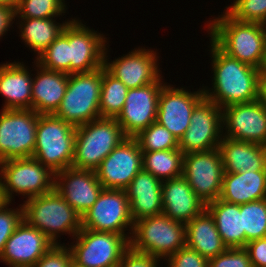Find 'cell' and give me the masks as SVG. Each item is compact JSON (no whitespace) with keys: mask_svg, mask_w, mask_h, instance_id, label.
<instances>
[{"mask_svg":"<svg viewBox=\"0 0 266 267\" xmlns=\"http://www.w3.org/2000/svg\"><path fill=\"white\" fill-rule=\"evenodd\" d=\"M15 20V9L0 4V39L8 31Z\"/></svg>","mask_w":266,"mask_h":267,"instance_id":"ee69618b","label":"cell"},{"mask_svg":"<svg viewBox=\"0 0 266 267\" xmlns=\"http://www.w3.org/2000/svg\"><path fill=\"white\" fill-rule=\"evenodd\" d=\"M17 3H18V0H0L1 5H6L14 9L16 8Z\"/></svg>","mask_w":266,"mask_h":267,"instance_id":"bcb514c9","label":"cell"},{"mask_svg":"<svg viewBox=\"0 0 266 267\" xmlns=\"http://www.w3.org/2000/svg\"><path fill=\"white\" fill-rule=\"evenodd\" d=\"M24 220L43 232L54 244L61 233L74 238L82 228V217L55 190L24 201Z\"/></svg>","mask_w":266,"mask_h":267,"instance_id":"3957f363","label":"cell"},{"mask_svg":"<svg viewBox=\"0 0 266 267\" xmlns=\"http://www.w3.org/2000/svg\"><path fill=\"white\" fill-rule=\"evenodd\" d=\"M204 90L189 92L164 85L158 100L157 119L179 141L189 128L194 108L204 99Z\"/></svg>","mask_w":266,"mask_h":267,"instance_id":"e0dca14e","label":"cell"},{"mask_svg":"<svg viewBox=\"0 0 266 267\" xmlns=\"http://www.w3.org/2000/svg\"><path fill=\"white\" fill-rule=\"evenodd\" d=\"M226 12L242 22L262 23L266 20V0H234Z\"/></svg>","mask_w":266,"mask_h":267,"instance_id":"8d00e7d4","label":"cell"},{"mask_svg":"<svg viewBox=\"0 0 266 267\" xmlns=\"http://www.w3.org/2000/svg\"><path fill=\"white\" fill-rule=\"evenodd\" d=\"M219 150L224 173L266 171V146L223 137Z\"/></svg>","mask_w":266,"mask_h":267,"instance_id":"d4e9b609","label":"cell"},{"mask_svg":"<svg viewBox=\"0 0 266 267\" xmlns=\"http://www.w3.org/2000/svg\"><path fill=\"white\" fill-rule=\"evenodd\" d=\"M257 101L266 110V74L264 72L258 80Z\"/></svg>","mask_w":266,"mask_h":267,"instance_id":"f6af8a7d","label":"cell"},{"mask_svg":"<svg viewBox=\"0 0 266 267\" xmlns=\"http://www.w3.org/2000/svg\"><path fill=\"white\" fill-rule=\"evenodd\" d=\"M161 79L140 88L128 89L124 107L116 118L127 137H135L156 122L160 91L167 84Z\"/></svg>","mask_w":266,"mask_h":267,"instance_id":"2e32d148","label":"cell"},{"mask_svg":"<svg viewBox=\"0 0 266 267\" xmlns=\"http://www.w3.org/2000/svg\"><path fill=\"white\" fill-rule=\"evenodd\" d=\"M53 245L43 232L23 220L5 243L0 260L6 265L34 266Z\"/></svg>","mask_w":266,"mask_h":267,"instance_id":"44dd1931","label":"cell"},{"mask_svg":"<svg viewBox=\"0 0 266 267\" xmlns=\"http://www.w3.org/2000/svg\"><path fill=\"white\" fill-rule=\"evenodd\" d=\"M222 108L204 98L193 110L189 128L179 140L183 154L219 148L223 138Z\"/></svg>","mask_w":266,"mask_h":267,"instance_id":"4fadbf2b","label":"cell"},{"mask_svg":"<svg viewBox=\"0 0 266 267\" xmlns=\"http://www.w3.org/2000/svg\"><path fill=\"white\" fill-rule=\"evenodd\" d=\"M207 26L210 40L221 51L264 72L266 44L261 23L238 21L225 11Z\"/></svg>","mask_w":266,"mask_h":267,"instance_id":"7a4b0ae2","label":"cell"},{"mask_svg":"<svg viewBox=\"0 0 266 267\" xmlns=\"http://www.w3.org/2000/svg\"><path fill=\"white\" fill-rule=\"evenodd\" d=\"M185 236L186 247L197 251L207 260L215 258L227 249L213 217L206 209L185 224Z\"/></svg>","mask_w":266,"mask_h":267,"instance_id":"83f0119b","label":"cell"},{"mask_svg":"<svg viewBox=\"0 0 266 267\" xmlns=\"http://www.w3.org/2000/svg\"><path fill=\"white\" fill-rule=\"evenodd\" d=\"M5 202L2 195V186H1V178H0V206Z\"/></svg>","mask_w":266,"mask_h":267,"instance_id":"7dc6e473","label":"cell"},{"mask_svg":"<svg viewBox=\"0 0 266 267\" xmlns=\"http://www.w3.org/2000/svg\"><path fill=\"white\" fill-rule=\"evenodd\" d=\"M127 136L115 118H98L76 127L72 167L96 170Z\"/></svg>","mask_w":266,"mask_h":267,"instance_id":"277c9868","label":"cell"},{"mask_svg":"<svg viewBox=\"0 0 266 267\" xmlns=\"http://www.w3.org/2000/svg\"><path fill=\"white\" fill-rule=\"evenodd\" d=\"M35 62L45 69L71 74L70 43L68 38L61 33L35 59Z\"/></svg>","mask_w":266,"mask_h":267,"instance_id":"d6a6232c","label":"cell"},{"mask_svg":"<svg viewBox=\"0 0 266 267\" xmlns=\"http://www.w3.org/2000/svg\"><path fill=\"white\" fill-rule=\"evenodd\" d=\"M70 21L59 24L53 18H21L19 22L21 39L29 49L37 52L36 58H38L63 32Z\"/></svg>","mask_w":266,"mask_h":267,"instance_id":"f546056e","label":"cell"},{"mask_svg":"<svg viewBox=\"0 0 266 267\" xmlns=\"http://www.w3.org/2000/svg\"><path fill=\"white\" fill-rule=\"evenodd\" d=\"M38 116L39 114L32 109H2L0 113V162L33 156Z\"/></svg>","mask_w":266,"mask_h":267,"instance_id":"30bf717a","label":"cell"},{"mask_svg":"<svg viewBox=\"0 0 266 267\" xmlns=\"http://www.w3.org/2000/svg\"><path fill=\"white\" fill-rule=\"evenodd\" d=\"M76 127L54 114L39 115L33 158L54 174L72 167Z\"/></svg>","mask_w":266,"mask_h":267,"instance_id":"5b68a950","label":"cell"},{"mask_svg":"<svg viewBox=\"0 0 266 267\" xmlns=\"http://www.w3.org/2000/svg\"><path fill=\"white\" fill-rule=\"evenodd\" d=\"M102 67L89 73L69 74L65 95L55 116L78 127L100 118Z\"/></svg>","mask_w":266,"mask_h":267,"instance_id":"8992f818","label":"cell"},{"mask_svg":"<svg viewBox=\"0 0 266 267\" xmlns=\"http://www.w3.org/2000/svg\"><path fill=\"white\" fill-rule=\"evenodd\" d=\"M62 33L70 43L71 74L89 73L104 66L107 44L103 34L76 19H72Z\"/></svg>","mask_w":266,"mask_h":267,"instance_id":"9a60e30c","label":"cell"},{"mask_svg":"<svg viewBox=\"0 0 266 267\" xmlns=\"http://www.w3.org/2000/svg\"><path fill=\"white\" fill-rule=\"evenodd\" d=\"M65 12L64 0H18L15 18H55Z\"/></svg>","mask_w":266,"mask_h":267,"instance_id":"d590c367","label":"cell"},{"mask_svg":"<svg viewBox=\"0 0 266 267\" xmlns=\"http://www.w3.org/2000/svg\"><path fill=\"white\" fill-rule=\"evenodd\" d=\"M162 208V213L167 217L186 224L200 215L206 209V204L182 175L162 181Z\"/></svg>","mask_w":266,"mask_h":267,"instance_id":"7402d4cb","label":"cell"},{"mask_svg":"<svg viewBox=\"0 0 266 267\" xmlns=\"http://www.w3.org/2000/svg\"><path fill=\"white\" fill-rule=\"evenodd\" d=\"M206 210L213 217L217 231L227 248L245 247L240 205L227 203L221 199L206 204Z\"/></svg>","mask_w":266,"mask_h":267,"instance_id":"f1b7e54d","label":"cell"},{"mask_svg":"<svg viewBox=\"0 0 266 267\" xmlns=\"http://www.w3.org/2000/svg\"><path fill=\"white\" fill-rule=\"evenodd\" d=\"M0 178L3 198L10 203L15 192L29 199L52 191L55 183V174L33 157L0 162Z\"/></svg>","mask_w":266,"mask_h":267,"instance_id":"ba28073f","label":"cell"},{"mask_svg":"<svg viewBox=\"0 0 266 267\" xmlns=\"http://www.w3.org/2000/svg\"><path fill=\"white\" fill-rule=\"evenodd\" d=\"M54 189L82 217L97 201L103 186L94 170L70 167L55 173Z\"/></svg>","mask_w":266,"mask_h":267,"instance_id":"ffe728a7","label":"cell"},{"mask_svg":"<svg viewBox=\"0 0 266 267\" xmlns=\"http://www.w3.org/2000/svg\"><path fill=\"white\" fill-rule=\"evenodd\" d=\"M9 267H33V266H24V265H9Z\"/></svg>","mask_w":266,"mask_h":267,"instance_id":"681fc988","label":"cell"},{"mask_svg":"<svg viewBox=\"0 0 266 267\" xmlns=\"http://www.w3.org/2000/svg\"><path fill=\"white\" fill-rule=\"evenodd\" d=\"M222 126L223 137L266 146V110L257 100L222 108Z\"/></svg>","mask_w":266,"mask_h":267,"instance_id":"ac0fdd59","label":"cell"},{"mask_svg":"<svg viewBox=\"0 0 266 267\" xmlns=\"http://www.w3.org/2000/svg\"><path fill=\"white\" fill-rule=\"evenodd\" d=\"M185 224L161 213L134 222L130 247L164 259L186 246Z\"/></svg>","mask_w":266,"mask_h":267,"instance_id":"52a82bcc","label":"cell"},{"mask_svg":"<svg viewBox=\"0 0 266 267\" xmlns=\"http://www.w3.org/2000/svg\"><path fill=\"white\" fill-rule=\"evenodd\" d=\"M9 204L10 202H4L0 206V256L3 253L5 243L24 220L23 205L16 210L8 208Z\"/></svg>","mask_w":266,"mask_h":267,"instance_id":"74e56055","label":"cell"},{"mask_svg":"<svg viewBox=\"0 0 266 267\" xmlns=\"http://www.w3.org/2000/svg\"><path fill=\"white\" fill-rule=\"evenodd\" d=\"M106 52L107 48L104 54L105 69L128 89L140 88L162 78L157 65L158 56L153 50L138 48L111 61L112 63L107 59Z\"/></svg>","mask_w":266,"mask_h":267,"instance_id":"d6986e66","label":"cell"},{"mask_svg":"<svg viewBox=\"0 0 266 267\" xmlns=\"http://www.w3.org/2000/svg\"><path fill=\"white\" fill-rule=\"evenodd\" d=\"M160 259L141 253L129 247L122 256L118 267H157Z\"/></svg>","mask_w":266,"mask_h":267,"instance_id":"b9f144b4","label":"cell"},{"mask_svg":"<svg viewBox=\"0 0 266 267\" xmlns=\"http://www.w3.org/2000/svg\"><path fill=\"white\" fill-rule=\"evenodd\" d=\"M167 267H208V260L201 256L197 251L188 247H183L169 256Z\"/></svg>","mask_w":266,"mask_h":267,"instance_id":"60d3db41","label":"cell"},{"mask_svg":"<svg viewBox=\"0 0 266 267\" xmlns=\"http://www.w3.org/2000/svg\"><path fill=\"white\" fill-rule=\"evenodd\" d=\"M132 220L159 215L162 208V181L141 169L124 189Z\"/></svg>","mask_w":266,"mask_h":267,"instance_id":"603a6c76","label":"cell"},{"mask_svg":"<svg viewBox=\"0 0 266 267\" xmlns=\"http://www.w3.org/2000/svg\"><path fill=\"white\" fill-rule=\"evenodd\" d=\"M133 226L129 200L123 189L103 188L97 201L82 215V228L117 233L129 241ZM128 227L130 236L125 234Z\"/></svg>","mask_w":266,"mask_h":267,"instance_id":"8fae6325","label":"cell"},{"mask_svg":"<svg viewBox=\"0 0 266 267\" xmlns=\"http://www.w3.org/2000/svg\"><path fill=\"white\" fill-rule=\"evenodd\" d=\"M244 248L253 267H266V237L249 241Z\"/></svg>","mask_w":266,"mask_h":267,"instance_id":"7bdbcfd3","label":"cell"},{"mask_svg":"<svg viewBox=\"0 0 266 267\" xmlns=\"http://www.w3.org/2000/svg\"><path fill=\"white\" fill-rule=\"evenodd\" d=\"M208 267H253L247 250L227 248L215 258L208 260Z\"/></svg>","mask_w":266,"mask_h":267,"instance_id":"f35d334b","label":"cell"},{"mask_svg":"<svg viewBox=\"0 0 266 267\" xmlns=\"http://www.w3.org/2000/svg\"><path fill=\"white\" fill-rule=\"evenodd\" d=\"M245 246L249 241L266 237V198L240 205Z\"/></svg>","mask_w":266,"mask_h":267,"instance_id":"836d02e7","label":"cell"},{"mask_svg":"<svg viewBox=\"0 0 266 267\" xmlns=\"http://www.w3.org/2000/svg\"><path fill=\"white\" fill-rule=\"evenodd\" d=\"M128 88L119 79L102 67V85L100 94V117L117 118L126 100Z\"/></svg>","mask_w":266,"mask_h":267,"instance_id":"1f68e13d","label":"cell"},{"mask_svg":"<svg viewBox=\"0 0 266 267\" xmlns=\"http://www.w3.org/2000/svg\"><path fill=\"white\" fill-rule=\"evenodd\" d=\"M212 92L203 88L204 97L220 108L257 100L258 80L263 71L234 59L210 41Z\"/></svg>","mask_w":266,"mask_h":267,"instance_id":"6da1fadb","label":"cell"},{"mask_svg":"<svg viewBox=\"0 0 266 267\" xmlns=\"http://www.w3.org/2000/svg\"><path fill=\"white\" fill-rule=\"evenodd\" d=\"M142 169V150L134 137L115 147L95 170L104 189H125Z\"/></svg>","mask_w":266,"mask_h":267,"instance_id":"5bb4252c","label":"cell"},{"mask_svg":"<svg viewBox=\"0 0 266 267\" xmlns=\"http://www.w3.org/2000/svg\"><path fill=\"white\" fill-rule=\"evenodd\" d=\"M266 198V171L224 173L219 199L242 205Z\"/></svg>","mask_w":266,"mask_h":267,"instance_id":"4316f807","label":"cell"},{"mask_svg":"<svg viewBox=\"0 0 266 267\" xmlns=\"http://www.w3.org/2000/svg\"><path fill=\"white\" fill-rule=\"evenodd\" d=\"M142 151L179 149V141L164 126L153 122L134 137Z\"/></svg>","mask_w":266,"mask_h":267,"instance_id":"e575fe53","label":"cell"},{"mask_svg":"<svg viewBox=\"0 0 266 267\" xmlns=\"http://www.w3.org/2000/svg\"><path fill=\"white\" fill-rule=\"evenodd\" d=\"M224 167L219 148L183 155L182 175L204 204L216 201L222 191Z\"/></svg>","mask_w":266,"mask_h":267,"instance_id":"7c38bea8","label":"cell"},{"mask_svg":"<svg viewBox=\"0 0 266 267\" xmlns=\"http://www.w3.org/2000/svg\"><path fill=\"white\" fill-rule=\"evenodd\" d=\"M69 267H82V266H79V265H77L76 263H74V262L72 261Z\"/></svg>","mask_w":266,"mask_h":267,"instance_id":"f907efd6","label":"cell"},{"mask_svg":"<svg viewBox=\"0 0 266 267\" xmlns=\"http://www.w3.org/2000/svg\"><path fill=\"white\" fill-rule=\"evenodd\" d=\"M35 65L40 71L36 69L32 80V110L39 115L55 114L65 95L69 74Z\"/></svg>","mask_w":266,"mask_h":267,"instance_id":"cb8c5ba5","label":"cell"},{"mask_svg":"<svg viewBox=\"0 0 266 267\" xmlns=\"http://www.w3.org/2000/svg\"><path fill=\"white\" fill-rule=\"evenodd\" d=\"M71 262L70 248L63 244H54L33 267H69Z\"/></svg>","mask_w":266,"mask_h":267,"instance_id":"ab89813d","label":"cell"},{"mask_svg":"<svg viewBox=\"0 0 266 267\" xmlns=\"http://www.w3.org/2000/svg\"><path fill=\"white\" fill-rule=\"evenodd\" d=\"M183 155L180 149L142 151V169L161 181L182 176Z\"/></svg>","mask_w":266,"mask_h":267,"instance_id":"4dcf8cb0","label":"cell"},{"mask_svg":"<svg viewBox=\"0 0 266 267\" xmlns=\"http://www.w3.org/2000/svg\"><path fill=\"white\" fill-rule=\"evenodd\" d=\"M27 69L23 62L0 65V94L6 98L2 109H32L33 77Z\"/></svg>","mask_w":266,"mask_h":267,"instance_id":"484cf974","label":"cell"},{"mask_svg":"<svg viewBox=\"0 0 266 267\" xmlns=\"http://www.w3.org/2000/svg\"><path fill=\"white\" fill-rule=\"evenodd\" d=\"M263 31H264V38H265V44H266V20L261 23Z\"/></svg>","mask_w":266,"mask_h":267,"instance_id":"c3c4849f","label":"cell"},{"mask_svg":"<svg viewBox=\"0 0 266 267\" xmlns=\"http://www.w3.org/2000/svg\"><path fill=\"white\" fill-rule=\"evenodd\" d=\"M70 245L72 261L82 267H118L130 241L123 235L81 228Z\"/></svg>","mask_w":266,"mask_h":267,"instance_id":"9c48e42d","label":"cell"}]
</instances>
